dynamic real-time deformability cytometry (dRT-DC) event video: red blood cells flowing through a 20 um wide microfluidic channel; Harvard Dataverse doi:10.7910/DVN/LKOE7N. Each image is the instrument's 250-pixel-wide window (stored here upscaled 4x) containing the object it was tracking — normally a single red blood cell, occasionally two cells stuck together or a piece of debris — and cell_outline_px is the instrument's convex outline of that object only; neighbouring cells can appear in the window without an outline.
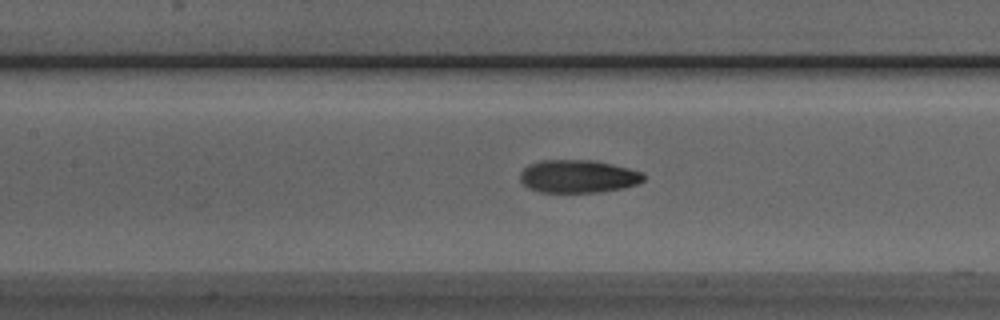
{"species": "Egyptian fruit bat (a non-hibernating species)", "species_latin": "Rousettus aegyptiacus", "temperature_condition": "room temperature", "stored_images_in_passage": 34, "camera_frame_rate_fps": 3000, "um_per_image_px": 0.085, "animal": {"sex": "male"}, "frame": {"image": 1, "passage_image": 11, "time_ms": 3.333, "image_size_px": [1000, 320], "cell_outline_px": [[644, 180], [636, 184], [624, 188], [600, 192], [540, 192], [528, 188], [520, 180], [520, 172], [528, 164], [540, 160], [596, 160], [628, 168], [640, 172], [644, 176]], "centroid_in_image_um": [49.11, 14.99], "position_along_channel_um": 158.3, "area_um2": 23.76}}
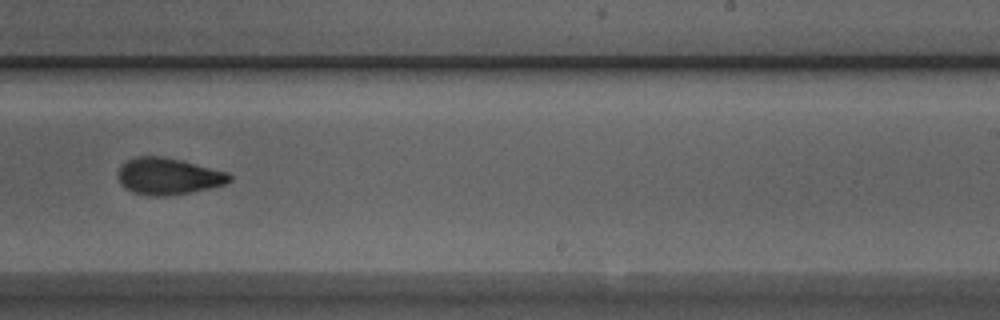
{"frame": {"image": 2, "passage_image": 20, "time_ms": 6.333, "image_size_px": [1000, 320], "cell_outline_px": [[232, 180], [224, 184], [208, 188], [168, 196], [148, 196], [132, 192], [124, 188], [120, 184], [116, 176], [116, 172], [120, 164], [136, 156], [160, 156], [180, 160], [228, 172], [232, 176]], "centroid_in_image_um": [14.23, 14.98], "position_along_channel_um": 274.8, "area_um2": 23.99}}
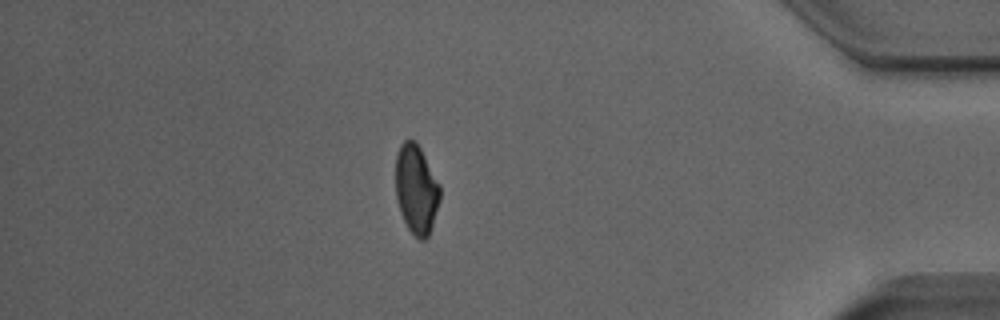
{"frame": {"image": 3, "passage_image": 33, "time_ms": 10.667, "image_size_px": [1000, 320], "cell_outline_px": [[440, 200], [432, 228], [428, 236], [424, 240], [420, 240], [408, 228], [400, 212], [396, 196], [396, 156], [400, 144], [404, 140], [416, 140], [440, 184]], "centroid_in_image_um": [35.39, 16.08], "position_along_channel_um": 399.8, "area_um2": 23.12}}